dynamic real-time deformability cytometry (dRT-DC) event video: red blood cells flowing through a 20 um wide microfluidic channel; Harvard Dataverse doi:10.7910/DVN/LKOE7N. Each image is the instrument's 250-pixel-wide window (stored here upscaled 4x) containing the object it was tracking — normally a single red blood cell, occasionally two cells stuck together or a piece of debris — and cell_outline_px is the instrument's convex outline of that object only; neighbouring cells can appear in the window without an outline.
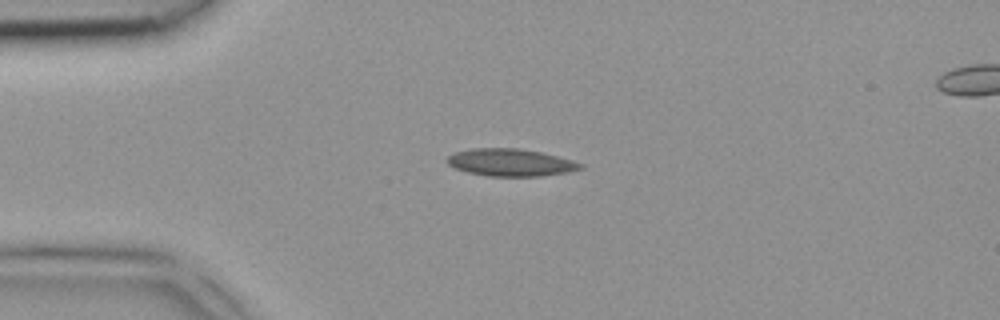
{"species": "common noctule bat (a hibernating species)", "species_latin": "Nyctalus noctula", "temperature_condition": "room temperature", "stored_images_in_passage": 3, "camera_frame_rate_fps": 3000, "um_per_image_px": 0.085, "animal": {"sex": "female", "body_mass_g": 18.4}, "frame": {"image": 1, "passage_image": 2, "time_ms": 0.333, "image_size_px": [1000, 320], "cell_outline_px": [[584, 168], [568, 172], [544, 176], [488, 176], [468, 172], [456, 168], [448, 164], [444, 160], [448, 156], [456, 152], [472, 148], [520, 148], [540, 152], [556, 156], [584, 164]], "centroid_in_image_um": [43.4, 13.81], "position_along_channel_um": 41.6, "area_um2": 21.21}}